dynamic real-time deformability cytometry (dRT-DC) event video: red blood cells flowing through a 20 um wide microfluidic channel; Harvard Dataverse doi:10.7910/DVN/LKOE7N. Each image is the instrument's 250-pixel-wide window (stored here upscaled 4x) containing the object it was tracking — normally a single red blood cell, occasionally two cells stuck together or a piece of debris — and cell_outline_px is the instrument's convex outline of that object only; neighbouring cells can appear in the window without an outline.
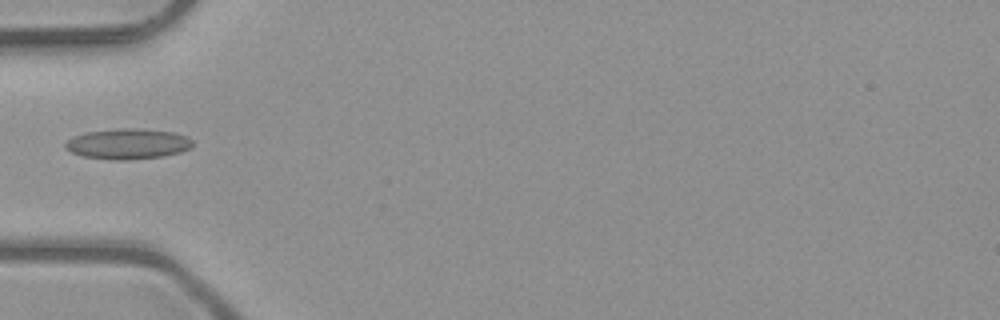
{"species": "common noctule bat (a hibernating species)", "species_latin": "Nyctalus noctula", "temperature_condition": "room temperature", "stored_images_in_passage": 2, "camera_frame_rate_fps": 3000, "um_per_image_px": 0.085, "animal": {"sex": "male", "body_mass_g": 23.1, "forearm_length_mm": 52.7}, "frame": {"image": 1, "passage_image": 1, "time_ms": 0.0, "image_size_px": [1000, 320], "cell_outline_px": [[192, 148], [180, 152], [164, 156], [128, 160], [112, 160], [84, 156], [72, 152], [64, 148], [64, 144], [72, 136], [84, 132], [116, 128], [144, 128], [172, 132], [188, 136], [192, 140]], "centroid_in_image_um": [10.87, 12.22], "position_along_channel_um": 74.1, "area_um2": 22.95}}
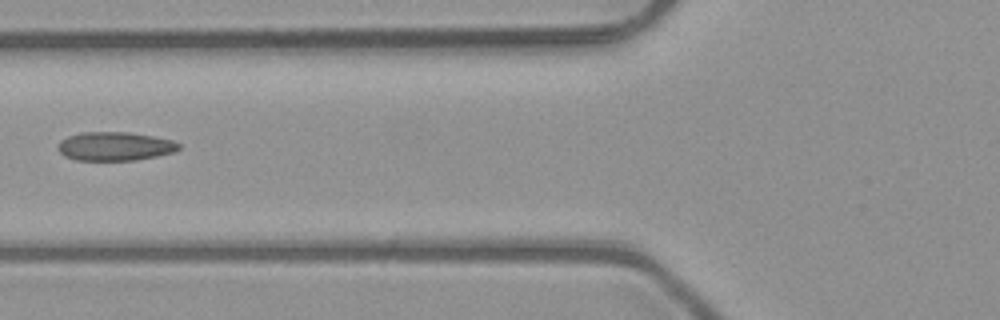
{"frame": {"image": 2, "passage_image": 2, "time_ms": 0.333, "image_size_px": [1000, 320], "cell_outline_px": [[180, 148], [176, 152], [136, 160], [76, 160], [64, 156], [56, 148], [56, 144], [60, 140], [68, 136], [80, 132], [128, 132], [152, 136], [172, 140], [180, 144]], "centroid_in_image_um": [9.74, 12.43], "position_along_channel_um": 116.1, "area_um2": 20.4}}